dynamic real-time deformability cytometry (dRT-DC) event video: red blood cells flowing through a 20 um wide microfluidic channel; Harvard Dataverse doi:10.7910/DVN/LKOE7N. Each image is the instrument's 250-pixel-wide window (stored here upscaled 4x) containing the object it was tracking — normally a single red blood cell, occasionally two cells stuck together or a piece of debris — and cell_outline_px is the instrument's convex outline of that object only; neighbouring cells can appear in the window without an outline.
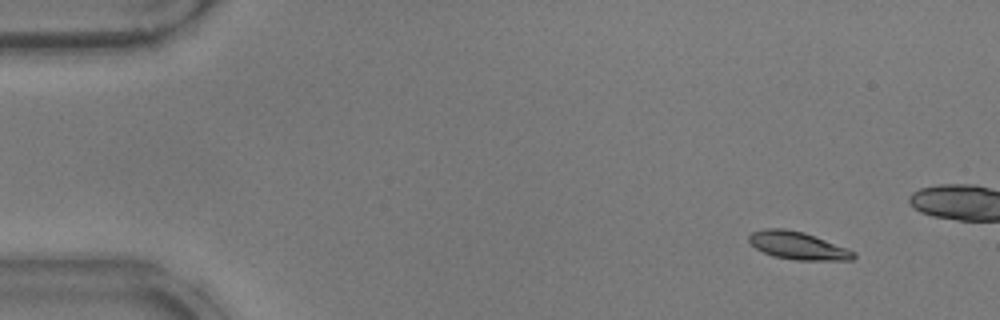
{"species": "common noctule bat (a hibernating species)", "species_latin": "Nyctalus noctula", "temperature_condition": "warm", "stored_images_in_passage": 17, "camera_frame_rate_fps": 3000, "um_per_image_px": 0.085, "animal": {"sex": "male", "body_mass_g": 17.9}, "frame": {"image": 1, "passage_image": 6, "time_ms": 1.667, "image_size_px": [1000, 320], "cell_outline_px": [[856, 256], [852, 260], [796, 260], [772, 256], [756, 248], [748, 240], [748, 236], [752, 232], [764, 228], [784, 228], [804, 232], [848, 248], [856, 252]], "centroid_in_image_um": [67.83, 20.87], "position_along_channel_um": 17.2, "area_um2": 16.99}}